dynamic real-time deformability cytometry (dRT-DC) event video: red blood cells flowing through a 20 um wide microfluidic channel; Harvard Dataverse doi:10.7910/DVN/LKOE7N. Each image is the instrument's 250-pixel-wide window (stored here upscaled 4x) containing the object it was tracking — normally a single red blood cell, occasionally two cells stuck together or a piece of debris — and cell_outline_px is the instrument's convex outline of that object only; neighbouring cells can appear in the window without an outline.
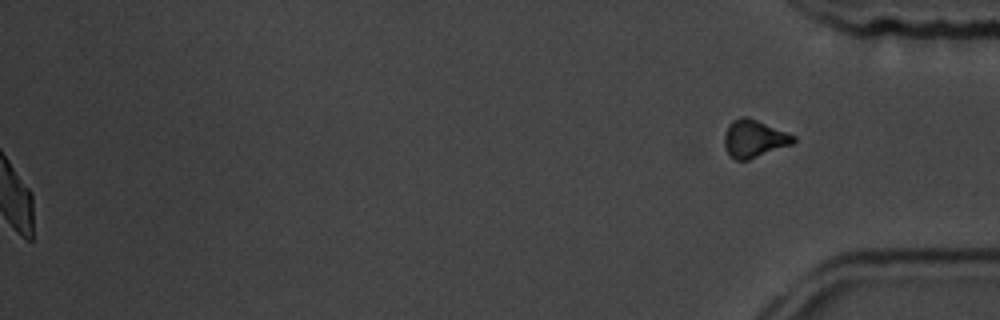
{"species": "common noctule bat (a hibernating species)", "species_latin": "Nyctalus noctula", "temperature_condition": "room temperature", "stored_images_in_passage": 56, "segment_of_instrument_passage": [2, 2], "camera_frame_rate_fps": 3000, "um_per_image_px": 0.085, "animal": {"sex": "male", "body_mass_g": 19.5, "forearm_length_mm": 54.6}, "frame": {"image": 1, "passage_image": 56, "time_ms": 18.333, "image_size_px": [1000, 320], "cell_outline_px": [[796, 140], [792, 144], [748, 160], [736, 160], [724, 148], [724, 132], [728, 124], [732, 120], [740, 116], [748, 116], [788, 132], [796, 136]], "centroid_in_image_um": [64.09, 11.76], "position_along_channel_um": 371.1, "area_um2": 15.32}}